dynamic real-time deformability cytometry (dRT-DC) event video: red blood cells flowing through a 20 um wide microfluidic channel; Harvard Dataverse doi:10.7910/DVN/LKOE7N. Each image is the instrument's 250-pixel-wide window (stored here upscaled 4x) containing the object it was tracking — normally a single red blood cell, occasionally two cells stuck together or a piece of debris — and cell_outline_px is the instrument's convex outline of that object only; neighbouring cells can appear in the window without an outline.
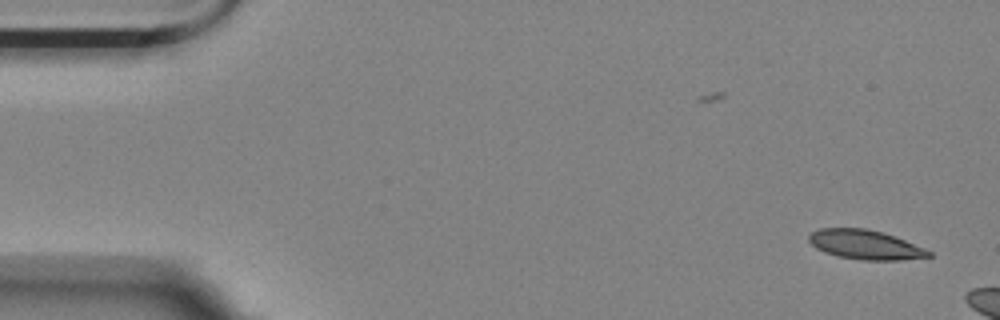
{"species": "Egyptian fruit bat (a non-hibernating species)", "species_latin": "Rousettus aegyptiacus", "temperature_condition": "room temperature", "stored_images_in_passage": 2, "camera_frame_rate_fps": 3000, "um_per_image_px": 0.085, "animal": {"sex": "female"}, "frame": {"image": 1, "passage_image": 2, "time_ms": 1.0, "image_size_px": [1000, 320], "cell_outline_px": [[932, 256], [900, 260], [860, 260], [840, 256], [824, 252], [816, 248], [808, 240], [808, 236], [812, 232], [820, 228], [864, 228], [884, 232], [896, 236], [924, 248], [932, 252]], "centroid_in_image_um": [73.55, 20.79], "position_along_channel_um": 11.4, "area_um2": 20.52}}